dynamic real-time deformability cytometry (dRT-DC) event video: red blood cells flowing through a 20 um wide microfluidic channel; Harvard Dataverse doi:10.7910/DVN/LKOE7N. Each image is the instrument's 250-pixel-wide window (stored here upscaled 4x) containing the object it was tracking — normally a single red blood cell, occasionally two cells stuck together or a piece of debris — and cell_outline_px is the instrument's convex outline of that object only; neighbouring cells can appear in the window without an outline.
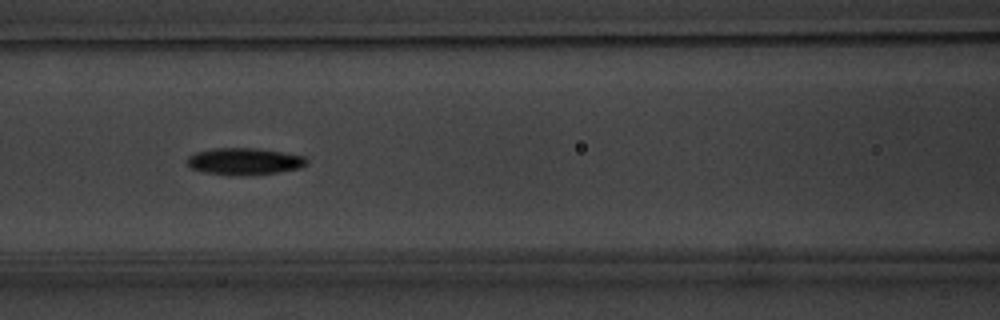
{"species": "common noctule bat (a hibernating species)", "species_latin": "Nyctalus noctula", "temperature_condition": "warm", "stored_images_in_passage": 8, "segment_of_instrument_passage": [2, 2], "camera_frame_rate_fps": 3000, "um_per_image_px": 0.085, "animal": {"sex": "male", "body_mass_g": 20.1, "forearm_length_mm": 53.5}, "frame": {"image": 1, "passage_image": 6, "time_ms": 7.0, "image_size_px": [1000, 320], "cell_outline_px": [[628, 192], [616, 200], [528, 208], [496, 208], [460, 196], [468, 188], [480, 184], [612, 180]], "centroid_in_image_um": [46.23, 16.45], "position_along_channel_um": 120.4, "area_um2": 25.03}}